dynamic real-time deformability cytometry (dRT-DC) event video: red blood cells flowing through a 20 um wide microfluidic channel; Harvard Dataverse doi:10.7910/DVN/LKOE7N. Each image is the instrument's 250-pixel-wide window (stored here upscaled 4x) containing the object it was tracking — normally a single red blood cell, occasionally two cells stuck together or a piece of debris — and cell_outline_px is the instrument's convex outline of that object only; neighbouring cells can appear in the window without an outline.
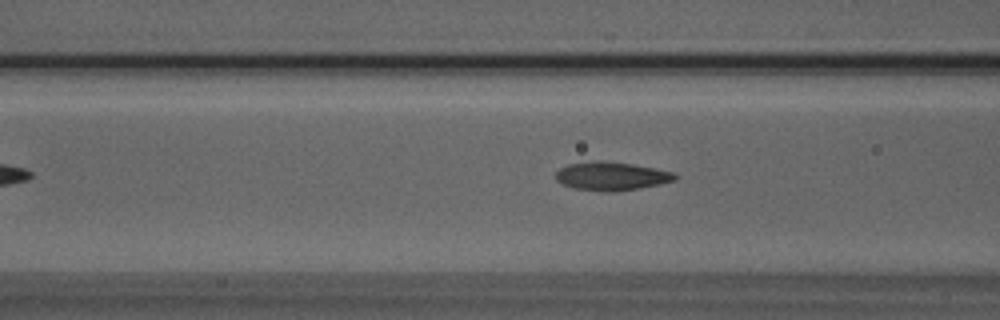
{"species": "Egyptian fruit bat (a non-hibernating species)", "species_latin": "Rousettus aegyptiacus", "temperature_condition": "room temperature", "stored_images_in_passage": 13, "camera_frame_rate_fps": 3000, "um_per_image_px": 0.085, "animal": {"sex": "male"}, "frame": {"image": 1, "passage_image": 11, "time_ms": 3.333, "image_size_px": [1000, 320], "cell_outline_px": [[680, 176], [676, 180], [660, 184], [640, 188], [616, 192], [604, 192], [576, 188], [564, 184], [556, 180], [556, 172], [560, 168], [568, 164], [596, 160], [604, 160], [632, 164], [676, 172]], "centroid_in_image_um": [52.03, 14.97], "position_along_channel_um": 114.6, "area_um2": 20.0}}